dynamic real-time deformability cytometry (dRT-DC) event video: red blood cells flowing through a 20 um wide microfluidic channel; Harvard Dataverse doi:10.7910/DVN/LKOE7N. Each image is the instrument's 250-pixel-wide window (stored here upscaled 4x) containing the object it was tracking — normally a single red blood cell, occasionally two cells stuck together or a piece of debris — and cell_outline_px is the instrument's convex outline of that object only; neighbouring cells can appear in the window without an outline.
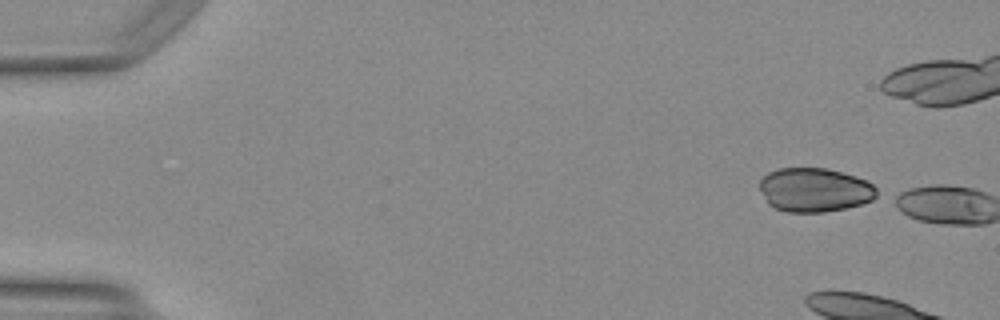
{"species": "Egyptian fruit bat (a non-hibernating species)", "species_latin": "Rousettus aegyptiacus", "temperature_condition": "warm", "stored_images_in_passage": 3, "camera_frame_rate_fps": 3000, "um_per_image_px": 0.085, "animal": {"sex": "female"}, "frame": {"image": 1, "passage_image": 1, "time_ms": 0.0, "image_size_px": [1000, 320], "cell_outline_px": [[880, 196], [872, 200], [860, 204], [844, 208], [824, 212], [788, 212], [776, 208], [768, 204], [760, 188], [760, 180], [768, 172], [780, 168], [824, 168], [856, 176], [868, 180], [876, 188]], "centroid_in_image_um": [69.27, 16.14], "position_along_channel_um": 15.7, "area_um2": 30.0}}